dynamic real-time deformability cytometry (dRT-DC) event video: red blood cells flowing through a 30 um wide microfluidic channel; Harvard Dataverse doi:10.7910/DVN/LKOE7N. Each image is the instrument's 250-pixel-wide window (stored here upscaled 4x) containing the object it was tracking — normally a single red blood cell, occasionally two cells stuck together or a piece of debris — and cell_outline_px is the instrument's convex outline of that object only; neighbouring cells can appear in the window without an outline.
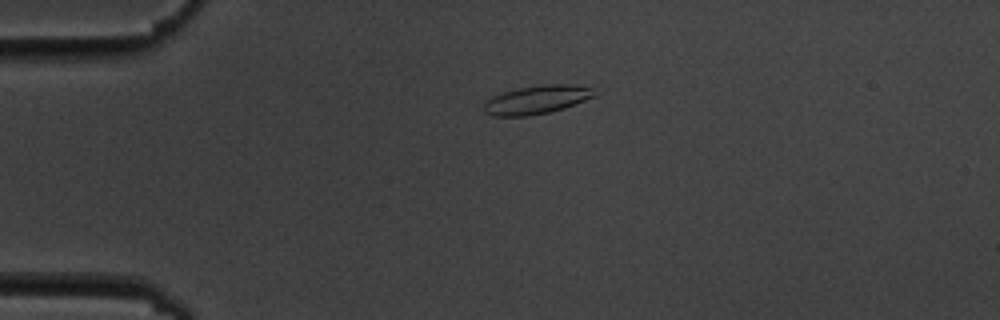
{"species": "common noctule bat (a hibernating species)", "species_latin": "Nyctalus noctula", "temperature_condition": "cold", "stored_images_in_passage": 3, "camera_frame_rate_fps": 3000, "um_per_image_px": 0.085, "animal": {"sex": "male", "body_mass_g": 19.5, "forearm_length_mm": 54.6}, "frame": {"image": 1, "passage_image": 2, "time_ms": 1.0, "image_size_px": [1000, 320], "cell_outline_px": [[596, 96], [564, 108], [548, 112], [528, 116], [492, 116], [484, 112], [484, 100], [492, 96], [504, 92], [520, 88], [544, 84], [572, 84], [592, 88]], "centroid_in_image_um": [45.6, 8.48], "position_along_channel_um": 39.4, "area_um2": 18.32}}